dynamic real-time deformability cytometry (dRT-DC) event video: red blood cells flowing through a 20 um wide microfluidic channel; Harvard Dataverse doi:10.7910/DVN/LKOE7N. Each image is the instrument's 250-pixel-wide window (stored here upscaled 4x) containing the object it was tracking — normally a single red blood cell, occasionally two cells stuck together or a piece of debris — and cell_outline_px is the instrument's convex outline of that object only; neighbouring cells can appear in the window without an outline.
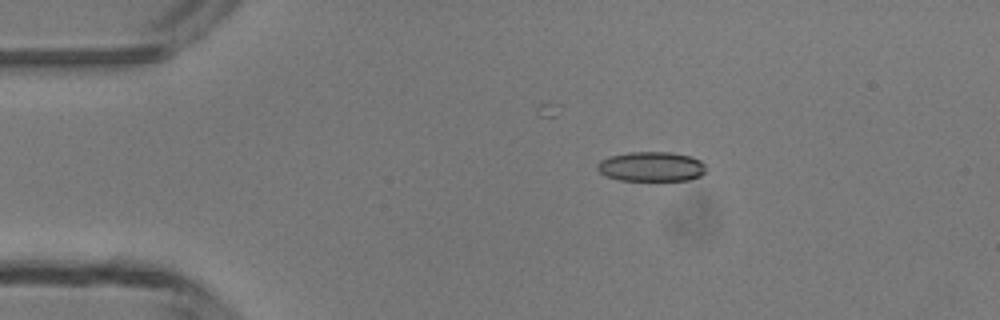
{"species": "common noctule bat (a hibernating species)", "species_latin": "Nyctalus noctula", "temperature_condition": "room temperature", "stored_images_in_passage": 7, "camera_frame_rate_fps": 3000, "um_per_image_px": 0.085, "animal": {"sex": "male", "body_mass_g": 13.3}, "frame": {"image": 1, "passage_image": 4, "time_ms": 3.333, "image_size_px": [1000, 320], "cell_outline_px": [[704, 172], [700, 176], [688, 180], [620, 180], [604, 176], [596, 168], [596, 164], [600, 160], [608, 156], [628, 152], [672, 152], [688, 156], [700, 160], [704, 164]], "centroid_in_image_um": [55.3, 14.15], "position_along_channel_um": 29.7, "area_um2": 18.84}}
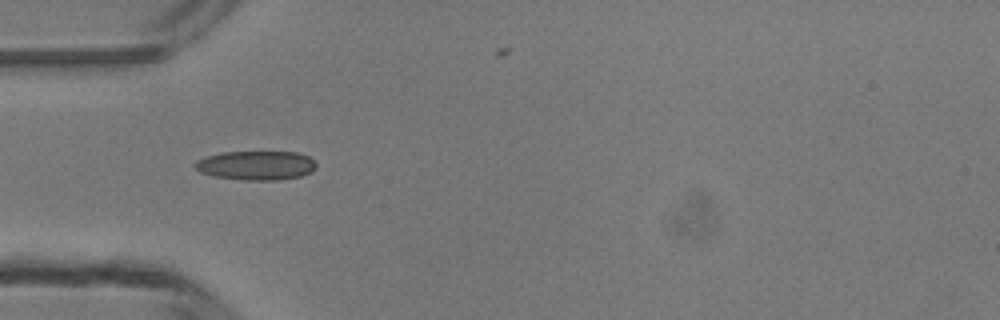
{"frame": {"image": 2, "passage_image": 5, "time_ms": 5.333, "image_size_px": [1000, 320], "cell_outline_px": [[316, 164], [312, 172], [300, 176], [280, 180], [244, 180], [212, 176], [200, 172], [192, 164], [196, 160], [220, 152], [296, 152], [308, 156]], "centroid_in_image_um": [21.74, 14.06], "position_along_channel_um": 63.3, "area_um2": 20.63}}
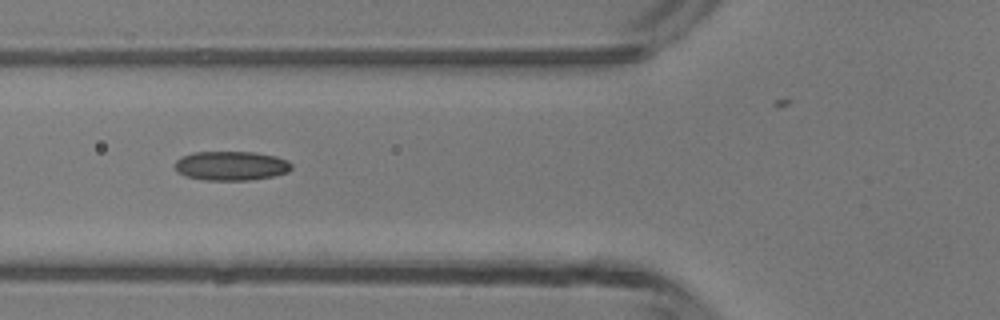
{"frame": {"image": 3, "passage_image": 6, "time_ms": 6.333, "image_size_px": [1000, 320], "cell_outline_px": [[292, 168], [288, 172], [272, 176], [248, 180], [204, 180], [184, 176], [176, 172], [176, 160], [180, 156], [192, 152], [256, 152], [276, 156], [288, 160], [292, 164]], "centroid_in_image_um": [19.63, 14.08], "position_along_channel_um": 106.2, "area_um2": 20.06}}